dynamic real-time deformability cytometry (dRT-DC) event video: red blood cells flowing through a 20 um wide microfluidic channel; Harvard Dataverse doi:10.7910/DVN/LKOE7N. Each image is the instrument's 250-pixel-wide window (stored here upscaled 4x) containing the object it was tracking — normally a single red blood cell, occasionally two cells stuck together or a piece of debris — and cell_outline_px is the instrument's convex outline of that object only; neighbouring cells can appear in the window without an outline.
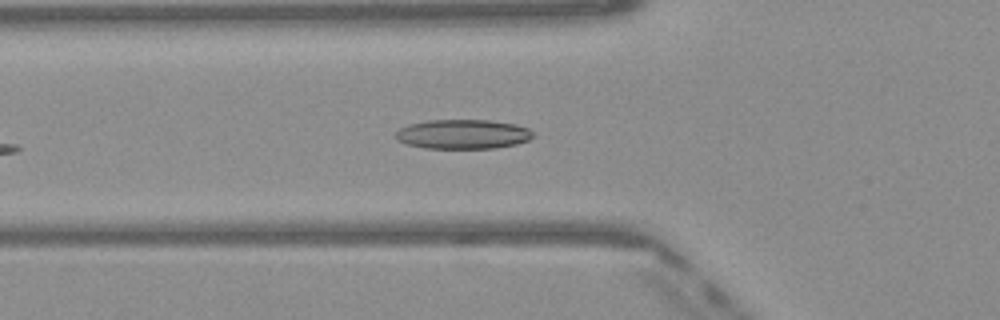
{"species": "Egyptian fruit bat (a non-hibernating species)", "species_latin": "Rousettus aegyptiacus", "temperature_condition": "warm", "stored_images_in_passage": 36, "camera_frame_rate_fps": 3000, "um_per_image_px": 0.085, "frame": {"image": 1, "passage_image": 6, "time_ms": 1.667, "image_size_px": [1000, 320], "cell_outline_px": [[532, 136], [528, 140], [516, 144], [496, 148], [424, 148], [408, 144], [396, 140], [396, 132], [400, 128], [408, 124], [428, 120], [492, 120], [516, 124], [528, 128], [532, 132]], "centroid_in_image_um": [39.34, 11.4], "position_along_channel_um": 86.5, "area_um2": 23.58}, "authors_computed_cell_mechanics": {"area_um2": 23.0044, "velocity_mm_per_s": 4.039, "shape_relaxation_time_tau1_ms": null, "shape_relaxation_time_tau2_ms": 2.0337, "deformation_change_tau1": null, "deformation_change_tau2": 0.0987}}